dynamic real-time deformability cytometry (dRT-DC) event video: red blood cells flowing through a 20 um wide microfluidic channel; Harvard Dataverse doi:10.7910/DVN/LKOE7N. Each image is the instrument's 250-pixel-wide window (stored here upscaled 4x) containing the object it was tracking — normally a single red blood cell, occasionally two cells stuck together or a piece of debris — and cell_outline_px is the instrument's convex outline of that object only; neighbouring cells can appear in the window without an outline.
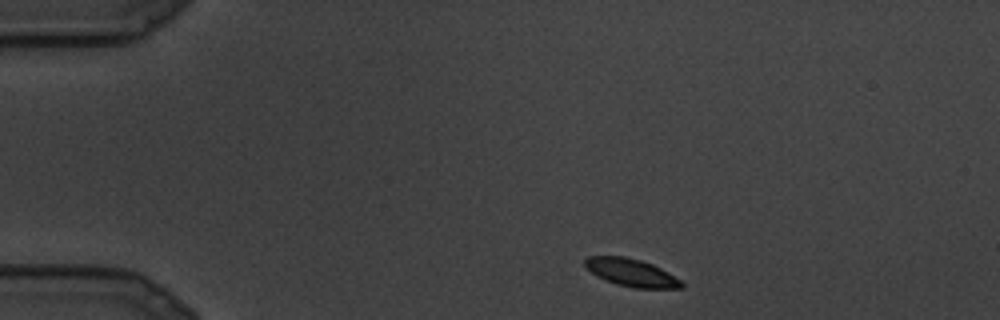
{"species": "common noctule bat (a hibernating species)", "species_latin": "Nyctalus noctula", "temperature_condition": "cold", "stored_images_in_passage": 14, "camera_frame_rate_fps": 3000, "um_per_image_px": 0.085, "animal": {"sex": "male", "body_mass_g": 19.5, "forearm_length_mm": 54.6}, "frame": {"image": 1, "passage_image": 1, "time_ms": 0.0, "image_size_px": [1000, 320], "cell_outline_px": [[684, 288], [632, 288], [616, 284], [604, 280], [596, 276], [584, 268], [584, 260], [588, 256], [624, 256], [640, 260], [652, 264], [668, 272], [680, 280], [684, 284]], "centroid_in_image_um": [53.62, 23.17], "position_along_channel_um": 31.4, "area_um2": 15.72}}
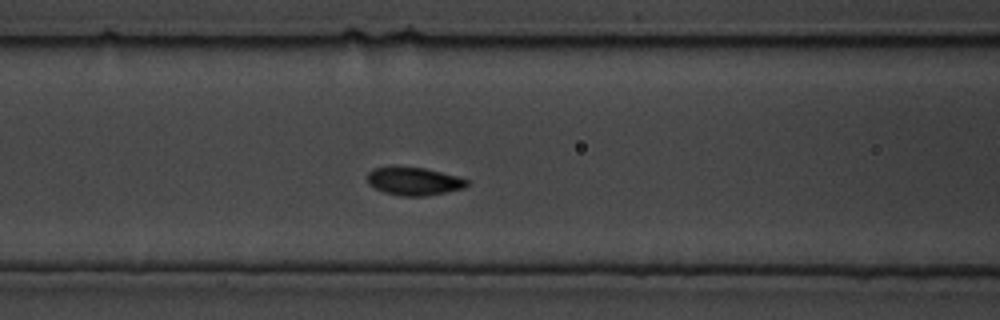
{"frame": {"image": 2, "passage_image": 7, "time_ms": 2.0, "image_size_px": [1000, 320], "cell_outline_px": [[468, 184], [464, 188], [424, 196], [400, 196], [384, 192], [368, 184], [368, 172], [372, 168], [392, 164], [424, 168], [456, 176], [468, 180]], "centroid_in_image_um": [35.11, 15.37], "position_along_channel_um": 131.5, "area_um2": 16.53}}
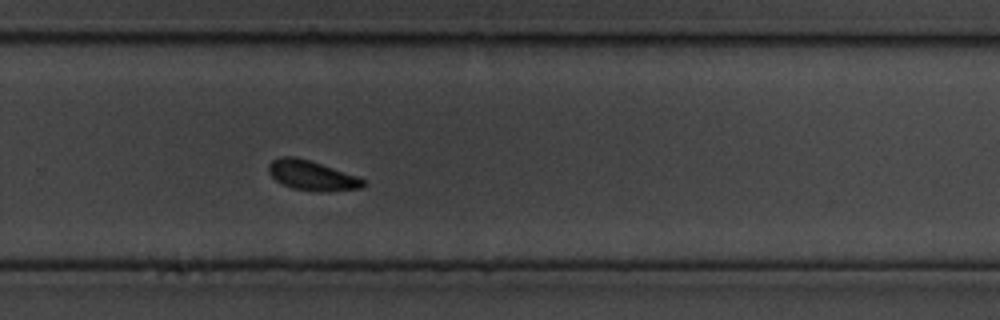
{"frame": {"image": 3, "passage_image": 14, "time_ms": 4.333, "image_size_px": [1000, 320], "cell_outline_px": [[368, 184], [360, 188], [324, 192], [320, 192], [292, 188], [276, 180], [268, 172], [268, 164], [272, 160], [280, 156], [296, 156], [360, 176]], "centroid_in_image_um": [26.54, 14.91], "position_along_channel_um": 303.3, "area_um2": 16.59}}